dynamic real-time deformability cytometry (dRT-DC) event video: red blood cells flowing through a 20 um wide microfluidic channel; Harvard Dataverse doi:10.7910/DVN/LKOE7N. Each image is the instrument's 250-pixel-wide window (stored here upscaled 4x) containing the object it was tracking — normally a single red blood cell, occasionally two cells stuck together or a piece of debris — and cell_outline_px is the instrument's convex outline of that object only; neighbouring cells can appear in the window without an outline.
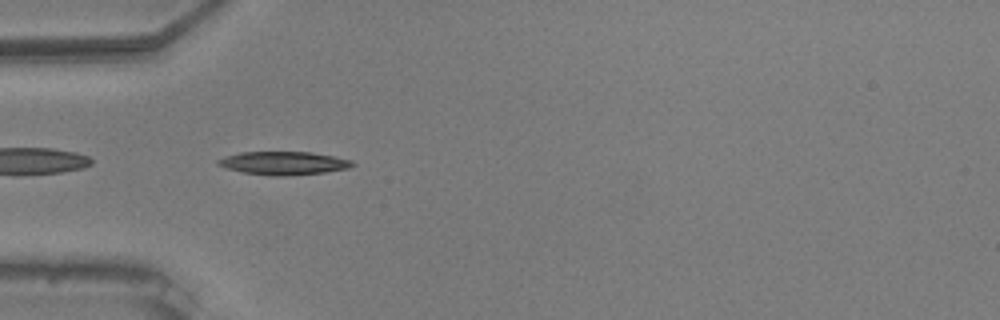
{"species": "common noctule bat (a hibernating species)", "species_latin": "Nyctalus noctula", "temperature_condition": "warm", "stored_images_in_passage": 40, "camera_frame_rate_fps": 3000, "um_per_image_px": 0.085, "animal": {"sex": "male", "body_mass_g": 20.5, "forearm_length_mm": 52.5}, "frame": {"image": 1, "passage_image": 2, "time_ms": 0.333, "image_size_px": [1000, 320], "cell_outline_px": [[356, 164], [348, 168], [324, 172], [280, 176], [276, 176], [244, 172], [228, 168], [216, 164], [216, 160], [224, 156], [240, 152], [312, 152], [352, 160]], "centroid_in_image_um": [24.1, 13.85], "position_along_channel_um": 60.9, "area_um2": 17.98}}
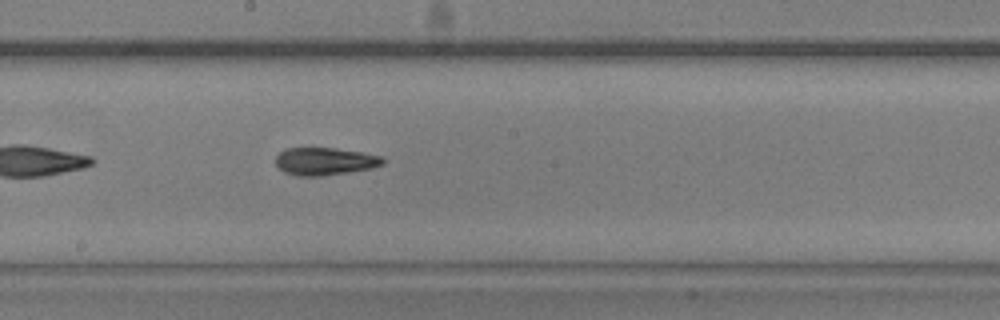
{"frame": {"image": 2, "passage_image": 15, "time_ms": 4.667, "image_size_px": [1000, 320], "cell_outline_px": [[384, 164], [372, 168], [348, 172], [320, 176], [296, 176], [284, 172], [276, 164], [276, 156], [284, 148], [336, 148], [384, 156]], "centroid_in_image_um": [27.62, 13.71], "position_along_channel_um": 220.6, "area_um2": 17.28}}
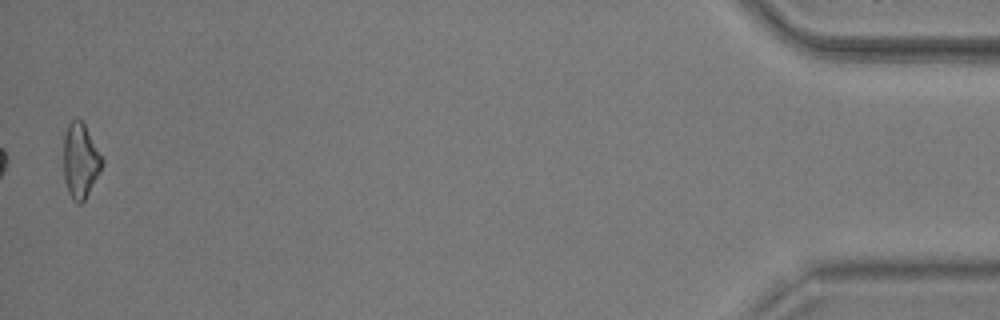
{"frame": {"image": 3, "passage_image": 39, "time_ms": 12.667, "image_size_px": [1000, 320], "cell_outline_px": [[104, 164], [100, 172], [84, 200], [80, 204], [76, 204], [72, 200], [68, 192], [64, 180], [64, 136], [68, 124], [72, 120], [80, 120], [84, 124], [104, 160]], "centroid_in_image_um": [6.83, 13.7], "position_along_channel_um": 428.4, "area_um2": 16.7}, "authors_computed_cell_mechanics": {"area_um2": 17.3111, "velocity_mm_per_s": 3.7226, "shape_relaxation_time_tau1_ms": 6.6121, "shape_relaxation_time_tau2_ms": 3.5004, "deformation_change_tau1": 0.217, "deformation_change_tau2": 0.1082}}